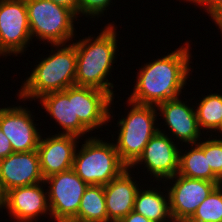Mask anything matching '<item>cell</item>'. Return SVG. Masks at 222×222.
<instances>
[{
	"label": "cell",
	"mask_w": 222,
	"mask_h": 222,
	"mask_svg": "<svg viewBox=\"0 0 222 222\" xmlns=\"http://www.w3.org/2000/svg\"><path fill=\"white\" fill-rule=\"evenodd\" d=\"M71 43L51 44L56 50L52 49L48 57L34 66L17 94L19 100L31 98L35 101L44 94L75 86L77 52L74 43Z\"/></svg>",
	"instance_id": "obj_3"
},
{
	"label": "cell",
	"mask_w": 222,
	"mask_h": 222,
	"mask_svg": "<svg viewBox=\"0 0 222 222\" xmlns=\"http://www.w3.org/2000/svg\"><path fill=\"white\" fill-rule=\"evenodd\" d=\"M112 0H78V15L89 18H99L104 15V11L112 5ZM108 7V8H107ZM91 16V17H90Z\"/></svg>",
	"instance_id": "obj_25"
},
{
	"label": "cell",
	"mask_w": 222,
	"mask_h": 222,
	"mask_svg": "<svg viewBox=\"0 0 222 222\" xmlns=\"http://www.w3.org/2000/svg\"><path fill=\"white\" fill-rule=\"evenodd\" d=\"M45 138V139H44ZM40 137L37 152L44 179L73 168L74 154L79 137L55 134ZM78 140V141H77Z\"/></svg>",
	"instance_id": "obj_14"
},
{
	"label": "cell",
	"mask_w": 222,
	"mask_h": 222,
	"mask_svg": "<svg viewBox=\"0 0 222 222\" xmlns=\"http://www.w3.org/2000/svg\"><path fill=\"white\" fill-rule=\"evenodd\" d=\"M187 222H222V184L211 191Z\"/></svg>",
	"instance_id": "obj_23"
},
{
	"label": "cell",
	"mask_w": 222,
	"mask_h": 222,
	"mask_svg": "<svg viewBox=\"0 0 222 222\" xmlns=\"http://www.w3.org/2000/svg\"><path fill=\"white\" fill-rule=\"evenodd\" d=\"M159 128V131L150 139L144 147L143 153L138 160L130 167L144 164L147 172L156 181H167L179 171V148L178 145L167 136L166 132ZM165 179V180H164Z\"/></svg>",
	"instance_id": "obj_10"
},
{
	"label": "cell",
	"mask_w": 222,
	"mask_h": 222,
	"mask_svg": "<svg viewBox=\"0 0 222 222\" xmlns=\"http://www.w3.org/2000/svg\"><path fill=\"white\" fill-rule=\"evenodd\" d=\"M195 107L200 130L217 132L222 126V95L211 93L200 100ZM214 130V131H213Z\"/></svg>",
	"instance_id": "obj_22"
},
{
	"label": "cell",
	"mask_w": 222,
	"mask_h": 222,
	"mask_svg": "<svg viewBox=\"0 0 222 222\" xmlns=\"http://www.w3.org/2000/svg\"><path fill=\"white\" fill-rule=\"evenodd\" d=\"M170 222H183V221H178V220H171Z\"/></svg>",
	"instance_id": "obj_33"
},
{
	"label": "cell",
	"mask_w": 222,
	"mask_h": 222,
	"mask_svg": "<svg viewBox=\"0 0 222 222\" xmlns=\"http://www.w3.org/2000/svg\"><path fill=\"white\" fill-rule=\"evenodd\" d=\"M160 188V186L159 188L150 186L147 190L143 187L141 188L143 191L139 189L135 197L133 210L152 222H170L172 216L169 194L158 191Z\"/></svg>",
	"instance_id": "obj_19"
},
{
	"label": "cell",
	"mask_w": 222,
	"mask_h": 222,
	"mask_svg": "<svg viewBox=\"0 0 222 222\" xmlns=\"http://www.w3.org/2000/svg\"><path fill=\"white\" fill-rule=\"evenodd\" d=\"M167 180L174 182H169L173 185L166 188L172 219L183 222H187L193 216L198 206L217 186L215 182L191 179L178 173Z\"/></svg>",
	"instance_id": "obj_9"
},
{
	"label": "cell",
	"mask_w": 222,
	"mask_h": 222,
	"mask_svg": "<svg viewBox=\"0 0 222 222\" xmlns=\"http://www.w3.org/2000/svg\"><path fill=\"white\" fill-rule=\"evenodd\" d=\"M187 2L195 3L194 5H199L200 7L204 9L205 12L209 14L210 17H212L214 14H216L221 8H222V0H185Z\"/></svg>",
	"instance_id": "obj_26"
},
{
	"label": "cell",
	"mask_w": 222,
	"mask_h": 222,
	"mask_svg": "<svg viewBox=\"0 0 222 222\" xmlns=\"http://www.w3.org/2000/svg\"><path fill=\"white\" fill-rule=\"evenodd\" d=\"M25 3L32 39L36 37L50 44L73 41L74 22L79 20L73 11L50 0H25Z\"/></svg>",
	"instance_id": "obj_6"
},
{
	"label": "cell",
	"mask_w": 222,
	"mask_h": 222,
	"mask_svg": "<svg viewBox=\"0 0 222 222\" xmlns=\"http://www.w3.org/2000/svg\"><path fill=\"white\" fill-rule=\"evenodd\" d=\"M161 58L148 62L137 72L136 85L128 100L145 105L157 106L161 102L178 98L187 78H190L192 63L188 41Z\"/></svg>",
	"instance_id": "obj_1"
},
{
	"label": "cell",
	"mask_w": 222,
	"mask_h": 222,
	"mask_svg": "<svg viewBox=\"0 0 222 222\" xmlns=\"http://www.w3.org/2000/svg\"><path fill=\"white\" fill-rule=\"evenodd\" d=\"M5 205V193L3 192L1 185H0V209H4Z\"/></svg>",
	"instance_id": "obj_31"
},
{
	"label": "cell",
	"mask_w": 222,
	"mask_h": 222,
	"mask_svg": "<svg viewBox=\"0 0 222 222\" xmlns=\"http://www.w3.org/2000/svg\"><path fill=\"white\" fill-rule=\"evenodd\" d=\"M130 106L126 117H122L116 139V150L121 161L130 168L143 153L144 147L159 131L156 125L158 113L155 105L138 104L127 100ZM157 126V127H156Z\"/></svg>",
	"instance_id": "obj_4"
},
{
	"label": "cell",
	"mask_w": 222,
	"mask_h": 222,
	"mask_svg": "<svg viewBox=\"0 0 222 222\" xmlns=\"http://www.w3.org/2000/svg\"><path fill=\"white\" fill-rule=\"evenodd\" d=\"M114 101L107 92L85 86H74L75 116L91 132L111 122V104ZM111 116V117H110Z\"/></svg>",
	"instance_id": "obj_15"
},
{
	"label": "cell",
	"mask_w": 222,
	"mask_h": 222,
	"mask_svg": "<svg viewBox=\"0 0 222 222\" xmlns=\"http://www.w3.org/2000/svg\"><path fill=\"white\" fill-rule=\"evenodd\" d=\"M75 151L73 170L89 185H107L128 167L121 161L115 144L98 137L84 139Z\"/></svg>",
	"instance_id": "obj_5"
},
{
	"label": "cell",
	"mask_w": 222,
	"mask_h": 222,
	"mask_svg": "<svg viewBox=\"0 0 222 222\" xmlns=\"http://www.w3.org/2000/svg\"><path fill=\"white\" fill-rule=\"evenodd\" d=\"M114 24H109L97 37H83L73 42L77 52L75 85L93 87L114 97V84L107 79L115 63L117 32ZM108 76V77H107Z\"/></svg>",
	"instance_id": "obj_2"
},
{
	"label": "cell",
	"mask_w": 222,
	"mask_h": 222,
	"mask_svg": "<svg viewBox=\"0 0 222 222\" xmlns=\"http://www.w3.org/2000/svg\"><path fill=\"white\" fill-rule=\"evenodd\" d=\"M51 218L56 222H71L78 214L81 198L88 185L73 169L44 179Z\"/></svg>",
	"instance_id": "obj_7"
},
{
	"label": "cell",
	"mask_w": 222,
	"mask_h": 222,
	"mask_svg": "<svg viewBox=\"0 0 222 222\" xmlns=\"http://www.w3.org/2000/svg\"><path fill=\"white\" fill-rule=\"evenodd\" d=\"M187 102L181 101V99L175 98L158 104V115L164 117V123L168 127L170 137L178 139L182 143L196 144L201 140L202 133L198 126L196 111L191 105L185 104ZM161 112V113H160Z\"/></svg>",
	"instance_id": "obj_16"
},
{
	"label": "cell",
	"mask_w": 222,
	"mask_h": 222,
	"mask_svg": "<svg viewBox=\"0 0 222 222\" xmlns=\"http://www.w3.org/2000/svg\"><path fill=\"white\" fill-rule=\"evenodd\" d=\"M190 145L191 148L188 152L185 150L183 153L181 148L179 150L178 174L191 179L215 182L217 185L222 184V181L212 172L208 165L207 156L203 152V142L199 141Z\"/></svg>",
	"instance_id": "obj_20"
},
{
	"label": "cell",
	"mask_w": 222,
	"mask_h": 222,
	"mask_svg": "<svg viewBox=\"0 0 222 222\" xmlns=\"http://www.w3.org/2000/svg\"><path fill=\"white\" fill-rule=\"evenodd\" d=\"M50 1L70 9L78 16V0H50Z\"/></svg>",
	"instance_id": "obj_29"
},
{
	"label": "cell",
	"mask_w": 222,
	"mask_h": 222,
	"mask_svg": "<svg viewBox=\"0 0 222 222\" xmlns=\"http://www.w3.org/2000/svg\"><path fill=\"white\" fill-rule=\"evenodd\" d=\"M44 182L15 187L5 193L4 209L16 222L37 221L43 215H50L47 190ZM44 190H46L44 192Z\"/></svg>",
	"instance_id": "obj_12"
},
{
	"label": "cell",
	"mask_w": 222,
	"mask_h": 222,
	"mask_svg": "<svg viewBox=\"0 0 222 222\" xmlns=\"http://www.w3.org/2000/svg\"><path fill=\"white\" fill-rule=\"evenodd\" d=\"M13 152L11 143L6 135L0 130V160L4 159Z\"/></svg>",
	"instance_id": "obj_27"
},
{
	"label": "cell",
	"mask_w": 222,
	"mask_h": 222,
	"mask_svg": "<svg viewBox=\"0 0 222 222\" xmlns=\"http://www.w3.org/2000/svg\"><path fill=\"white\" fill-rule=\"evenodd\" d=\"M71 222H108L103 185H89L85 189L78 214Z\"/></svg>",
	"instance_id": "obj_21"
},
{
	"label": "cell",
	"mask_w": 222,
	"mask_h": 222,
	"mask_svg": "<svg viewBox=\"0 0 222 222\" xmlns=\"http://www.w3.org/2000/svg\"><path fill=\"white\" fill-rule=\"evenodd\" d=\"M211 19L214 21V23L218 26V28L221 31V35H222V8L216 13L214 14Z\"/></svg>",
	"instance_id": "obj_30"
},
{
	"label": "cell",
	"mask_w": 222,
	"mask_h": 222,
	"mask_svg": "<svg viewBox=\"0 0 222 222\" xmlns=\"http://www.w3.org/2000/svg\"><path fill=\"white\" fill-rule=\"evenodd\" d=\"M42 108L57 122L63 132L57 134L84 136L89 130L75 116L74 86L64 91L50 92L42 95L39 100ZM65 130V131H64Z\"/></svg>",
	"instance_id": "obj_17"
},
{
	"label": "cell",
	"mask_w": 222,
	"mask_h": 222,
	"mask_svg": "<svg viewBox=\"0 0 222 222\" xmlns=\"http://www.w3.org/2000/svg\"><path fill=\"white\" fill-rule=\"evenodd\" d=\"M130 173L131 169L127 168L104 185L108 222H119L134 209L135 197L141 186Z\"/></svg>",
	"instance_id": "obj_18"
},
{
	"label": "cell",
	"mask_w": 222,
	"mask_h": 222,
	"mask_svg": "<svg viewBox=\"0 0 222 222\" xmlns=\"http://www.w3.org/2000/svg\"><path fill=\"white\" fill-rule=\"evenodd\" d=\"M41 182L44 177L37 150L14 152L0 160V185L4 193Z\"/></svg>",
	"instance_id": "obj_13"
},
{
	"label": "cell",
	"mask_w": 222,
	"mask_h": 222,
	"mask_svg": "<svg viewBox=\"0 0 222 222\" xmlns=\"http://www.w3.org/2000/svg\"><path fill=\"white\" fill-rule=\"evenodd\" d=\"M218 132L222 135V126H221V128L218 130Z\"/></svg>",
	"instance_id": "obj_32"
},
{
	"label": "cell",
	"mask_w": 222,
	"mask_h": 222,
	"mask_svg": "<svg viewBox=\"0 0 222 222\" xmlns=\"http://www.w3.org/2000/svg\"><path fill=\"white\" fill-rule=\"evenodd\" d=\"M213 137L210 135L207 140L203 141V152L207 156L212 172L222 181V138L219 135L218 139L217 136Z\"/></svg>",
	"instance_id": "obj_24"
},
{
	"label": "cell",
	"mask_w": 222,
	"mask_h": 222,
	"mask_svg": "<svg viewBox=\"0 0 222 222\" xmlns=\"http://www.w3.org/2000/svg\"><path fill=\"white\" fill-rule=\"evenodd\" d=\"M30 41L25 0H0V56L23 54Z\"/></svg>",
	"instance_id": "obj_8"
},
{
	"label": "cell",
	"mask_w": 222,
	"mask_h": 222,
	"mask_svg": "<svg viewBox=\"0 0 222 222\" xmlns=\"http://www.w3.org/2000/svg\"><path fill=\"white\" fill-rule=\"evenodd\" d=\"M14 106L0 108V130L9 139L13 152L37 150L42 134L32 112L26 107Z\"/></svg>",
	"instance_id": "obj_11"
},
{
	"label": "cell",
	"mask_w": 222,
	"mask_h": 222,
	"mask_svg": "<svg viewBox=\"0 0 222 222\" xmlns=\"http://www.w3.org/2000/svg\"><path fill=\"white\" fill-rule=\"evenodd\" d=\"M119 222H152V221L132 210L127 216H125Z\"/></svg>",
	"instance_id": "obj_28"
}]
</instances>
